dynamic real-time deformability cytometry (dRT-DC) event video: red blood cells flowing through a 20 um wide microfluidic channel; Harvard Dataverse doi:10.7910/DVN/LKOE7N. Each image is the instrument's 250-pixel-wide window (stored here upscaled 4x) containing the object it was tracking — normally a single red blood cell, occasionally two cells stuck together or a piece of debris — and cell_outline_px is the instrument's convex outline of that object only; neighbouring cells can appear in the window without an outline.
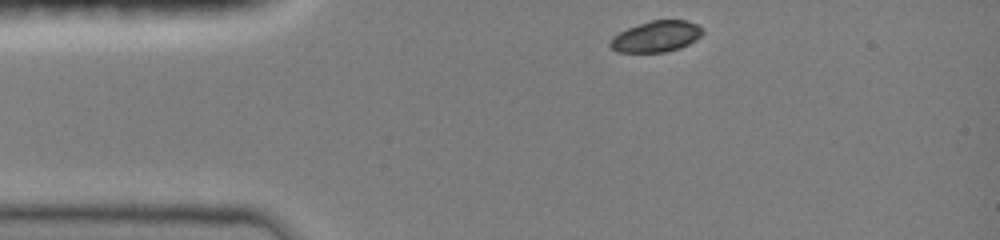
{"species": "common noctule bat (a hibernating species)", "species_latin": "Nyctalus noctula", "temperature_condition": "room temperature", "stored_images_in_passage": 35, "camera_frame_rate_fps": 3000, "um_per_image_px": 0.085, "animal": {"sex": "female", "body_mass_g": 19.0, "forearm_length_mm": 51.5}, "frame": {"image": 1, "passage_image": 1, "time_ms": 0.0, "image_size_px": [1000, 240], "cell_outline_px": [[704, 32], [696, 40], [680, 48], [664, 52], [616, 52], [608, 44], [612, 36], [628, 28], [652, 20], [688, 20], [704, 28]], "centroid_in_image_um": [55.79, 3.1], "position_along_channel_um": 29.2, "area_um2": 16.76}}
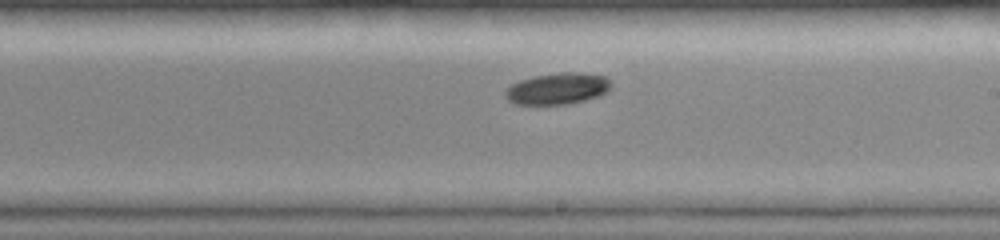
{"frame": {"image": 2, "passage_image": 20, "time_ms": 6.333, "image_size_px": [1000, 240], "cell_outline_px": [[612, 84], [608, 92], [600, 96], [568, 104], [516, 104], [508, 100], [504, 96], [504, 92], [512, 84], [520, 80], [532, 76], [564, 72], [576, 72], [604, 76]], "centroid_in_image_um": [47.39, 7.53], "position_along_channel_um": 241.6, "area_um2": 19.36}}
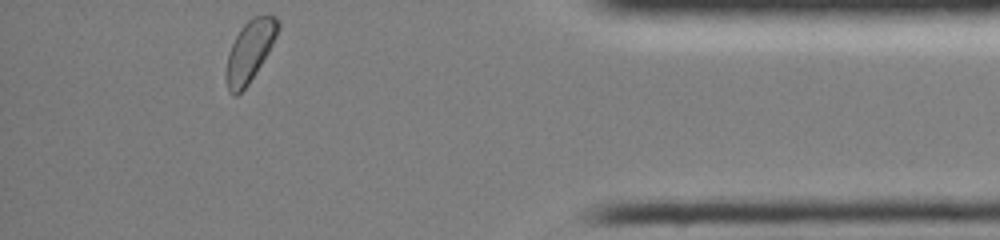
{"frame": {"image": 3, "passage_image": 35, "time_ms": 11.333, "image_size_px": [1000, 240], "cell_outline_px": [[280, 28], [268, 52], [248, 84], [236, 96], [232, 96], [228, 92], [224, 76], [228, 52], [236, 36], [244, 24], [252, 16], [276, 16], [280, 20]], "centroid_in_image_um": [21.2, 4.36], "position_along_channel_um": 414.0, "area_um2": 18.44}, "authors_computed_cell_mechanics": {"area_um2": 18.9006, "velocity_mm_per_s": 4.0108, "shape_relaxation_time_tau1_ms": 2.8695, "shape_relaxation_time_tau2_ms": null, "deformation_change_tau1": 0.0758, "deformation_change_tau2": null}}